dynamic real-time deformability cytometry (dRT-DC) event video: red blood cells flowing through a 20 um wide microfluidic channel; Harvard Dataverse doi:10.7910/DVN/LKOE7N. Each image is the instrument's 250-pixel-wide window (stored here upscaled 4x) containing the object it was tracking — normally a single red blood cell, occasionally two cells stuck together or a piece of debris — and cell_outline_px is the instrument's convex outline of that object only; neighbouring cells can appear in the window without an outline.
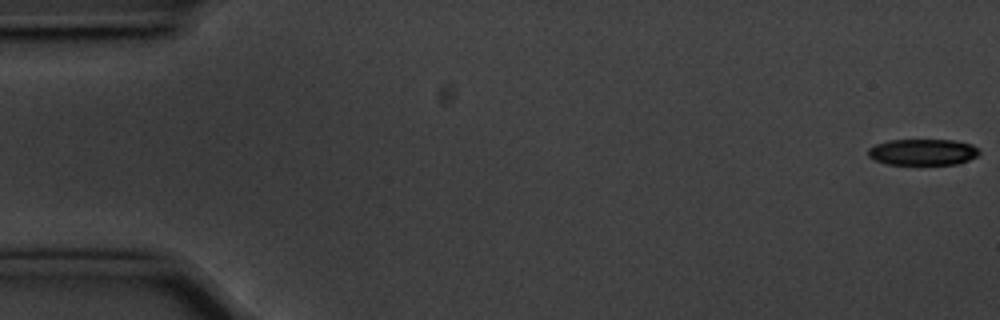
{"species": "common noctule bat (a hibernating species)", "species_latin": "Nyctalus noctula", "temperature_condition": "cold", "stored_images_in_passage": 56, "camera_frame_rate_fps": 3000, "um_per_image_px": 0.085, "animal": {"sex": "male", "body_mass_g": 20.1, "forearm_length_mm": 53.5}, "frame": {"image": 1, "passage_image": 1, "time_ms": 0.0, "image_size_px": [1000, 320], "cell_outline_px": [[980, 152], [976, 156], [968, 160], [956, 164], [888, 164], [876, 160], [868, 156], [868, 148], [876, 144], [888, 140], [952, 140], [972, 144]], "centroid_in_image_um": [78.42, 12.92], "position_along_channel_um": 6.6, "area_um2": 16.82}}
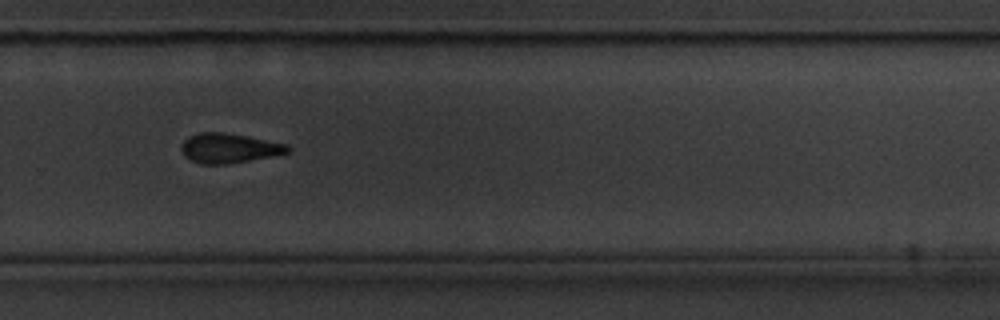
{"frame": {"image": 2, "passage_image": 38, "time_ms": 12.333, "image_size_px": [1000, 320], "cell_outline_px": [[292, 148], [288, 152], [272, 156], [224, 164], [200, 164], [184, 156], [180, 148], [180, 144], [188, 136], [200, 132], [224, 132], [288, 144]], "centroid_in_image_um": [19.43, 12.58], "position_along_channel_um": 310.4, "area_um2": 18.32}}
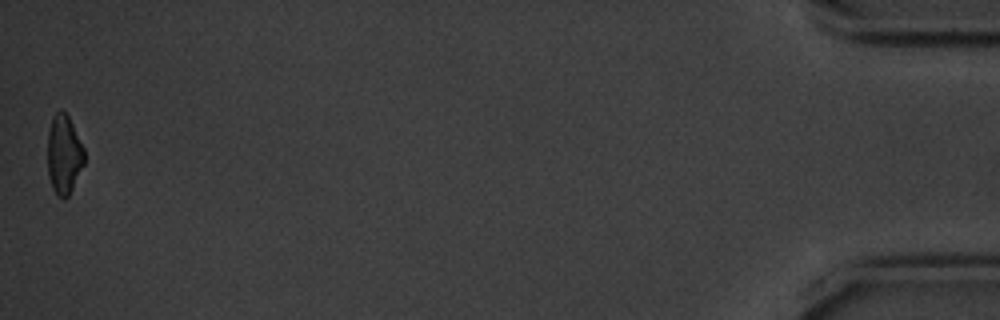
{"frame": {"image": 3, "passage_image": 56, "time_ms": 18.333, "image_size_px": [1000, 320], "cell_outline_px": [[84, 164], [68, 196], [64, 200], [52, 188], [48, 176], [48, 132], [52, 116], [56, 112], [64, 112], [68, 116], [84, 148]], "centroid_in_image_um": [5.43, 13.14], "position_along_channel_um": 429.8, "area_um2": 16.7}, "authors_computed_cell_mechanics": {"area_um2": 19.2763, "velocity_mm_per_s": 3.5713, "shape_relaxation_time_tau1_ms": 3.2146, "shape_relaxation_time_tau2_ms": 8.2476, "deformation_change_tau1": 0.1188, "deformation_change_tau2": 0.1672}}